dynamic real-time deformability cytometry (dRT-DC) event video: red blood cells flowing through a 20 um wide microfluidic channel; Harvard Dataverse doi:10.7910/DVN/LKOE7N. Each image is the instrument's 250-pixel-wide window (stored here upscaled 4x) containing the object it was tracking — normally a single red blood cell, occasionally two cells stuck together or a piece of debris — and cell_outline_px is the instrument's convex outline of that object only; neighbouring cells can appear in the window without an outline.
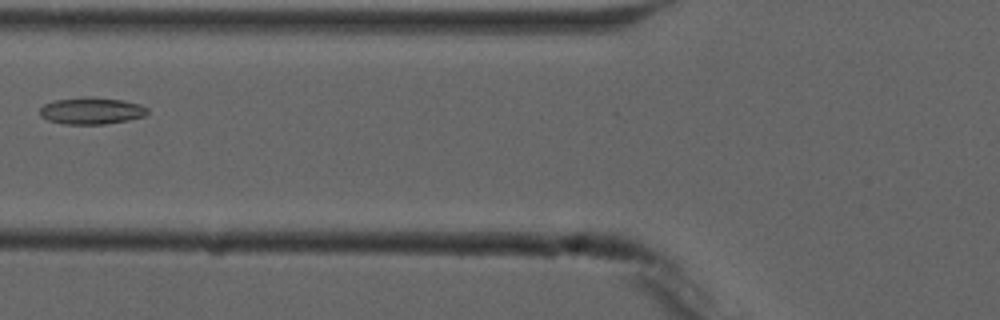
{"species": "common noctule bat (a hibernating species)", "species_latin": "Nyctalus noctula", "temperature_condition": "cold", "stored_images_in_passage": 6, "camera_frame_rate_fps": 3000, "um_per_image_px": 0.085, "animal": {"sex": "male", "forearm_length_mm": 52.5}, "frame": {"image": 1, "passage_image": 6, "time_ms": 6.0, "image_size_px": [1000, 320], "cell_outline_px": [[148, 112], [144, 116], [128, 120], [104, 124], [64, 124], [48, 120], [40, 116], [40, 108], [44, 104], [56, 100], [88, 96], [124, 100], [140, 104], [148, 108]], "centroid_in_image_um": [7.78, 9.41], "position_along_channel_um": 118.0, "area_um2": 16.88}}